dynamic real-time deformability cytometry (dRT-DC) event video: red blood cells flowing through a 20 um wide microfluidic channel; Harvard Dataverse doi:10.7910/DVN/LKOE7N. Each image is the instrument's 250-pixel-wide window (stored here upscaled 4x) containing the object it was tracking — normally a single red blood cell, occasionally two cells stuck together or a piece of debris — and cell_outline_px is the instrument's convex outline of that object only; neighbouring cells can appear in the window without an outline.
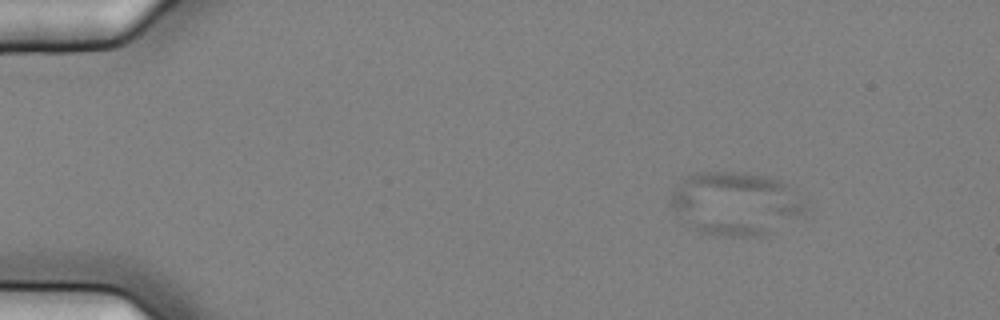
{"species": "common noctule bat (a hibernating species)", "species_latin": "Nyctalus noctula", "temperature_condition": "cold", "stored_images_in_passage": 7, "camera_frame_rate_fps": 3000, "um_per_image_px": 0.085, "animal": {"sex": "female", "body_mass_g": 25.1}, "frame": {"image": 1, "passage_image": 4, "time_ms": 1.0, "image_size_px": [1000, 320], "cell_outline_px": [[804, 212], [764, 236], [716, 236], [700, 232], [692, 228], [668, 204], [668, 200], [676, 184], [680, 180], [692, 172], [748, 172], [768, 176], [780, 180], [796, 188], [804, 204]], "centroid_in_image_um": [62.48, 17.27], "position_along_channel_um": 22.5, "area_um2": 50.0}}
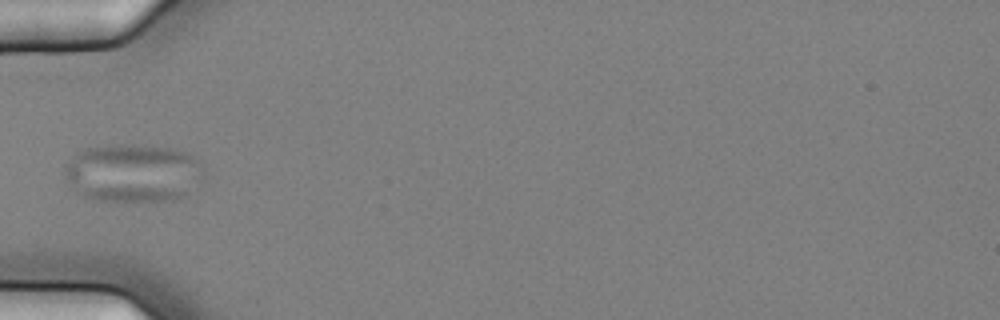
{"frame": {"image": 2, "passage_image": 7, "time_ms": 2.0, "image_size_px": [1000, 320], "cell_outline_px": [[204, 176], [184, 196], [172, 200], [96, 200], [84, 196], [76, 192], [64, 180], [64, 172], [68, 164], [76, 152], [88, 148], [120, 144], [168, 148], [184, 152], [200, 160], [204, 168]], "centroid_in_image_um": [11.3, 14.7], "position_along_channel_um": 73.7, "area_um2": 46.88}}